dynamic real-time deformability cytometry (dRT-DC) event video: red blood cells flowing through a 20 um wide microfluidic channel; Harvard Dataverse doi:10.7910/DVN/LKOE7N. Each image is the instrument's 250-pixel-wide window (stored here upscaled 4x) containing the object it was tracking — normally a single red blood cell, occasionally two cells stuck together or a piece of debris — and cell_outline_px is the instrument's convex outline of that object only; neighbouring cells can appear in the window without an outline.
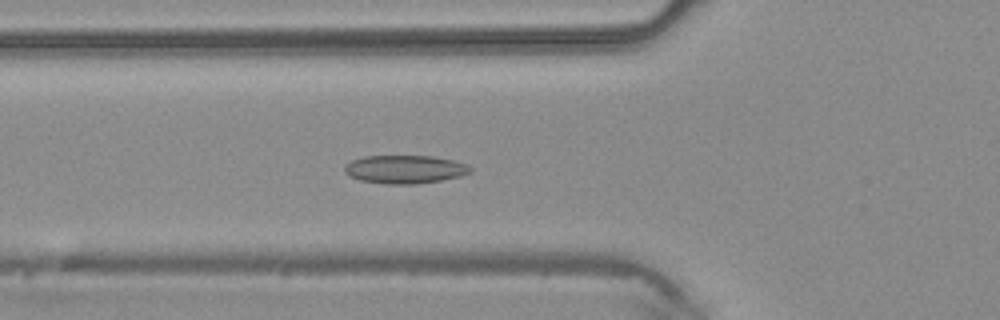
{"species": "common noctule bat (a hibernating species)", "species_latin": "Nyctalus noctula", "temperature_condition": "warm", "stored_images_in_passage": 45, "camera_frame_rate_fps": 3000, "um_per_image_px": 0.085, "animal": {"sex": "male", "body_mass_g": 20.4}, "frame": {"image": 1, "passage_image": 16, "time_ms": 5.0, "image_size_px": [1000, 320], "cell_outline_px": [[472, 172], [460, 176], [440, 180], [416, 184], [384, 184], [360, 180], [348, 176], [344, 172], [344, 168], [352, 160], [364, 156], [432, 156], [452, 160], [468, 164], [472, 168]], "centroid_in_image_um": [34.42, 14.39], "position_along_channel_um": 91.4, "area_um2": 20.75}}
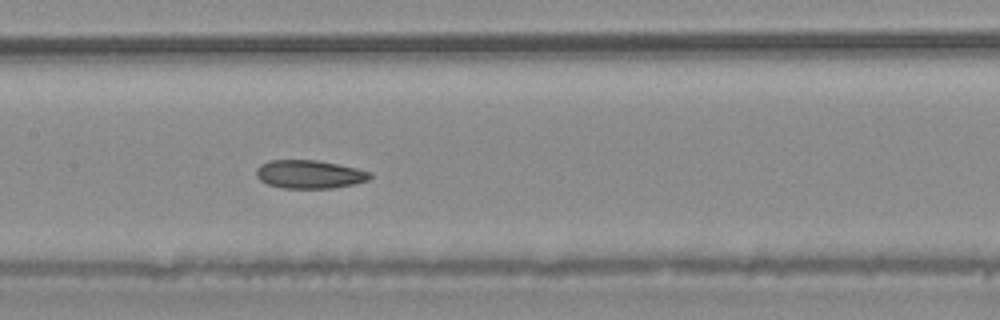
{"frame": {"image": 2, "passage_image": 22, "time_ms": 7.0, "image_size_px": [1000, 320], "cell_outline_px": [[372, 176], [368, 180], [352, 184], [332, 188], [280, 188], [268, 184], [260, 180], [256, 176], [256, 168], [260, 164], [272, 160], [316, 160], [356, 168], [372, 172]], "centroid_in_image_um": [26.28, 14.81], "position_along_channel_um": 181.1, "area_um2": 18.73}}
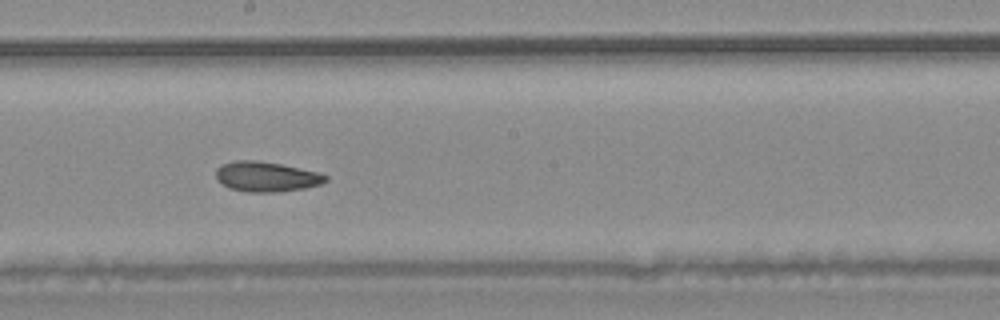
{"frame": {"image": 3, "passage_image": 25, "time_ms": 8.0, "image_size_px": [1000, 320], "cell_outline_px": [[328, 180], [320, 184], [304, 188], [280, 192], [248, 192], [228, 188], [216, 180], [216, 168], [220, 164], [236, 160], [256, 160], [280, 164], [320, 172], [328, 176]], "centroid_in_image_um": [22.62, 15.01], "position_along_channel_um": 225.6, "area_um2": 19.42}}